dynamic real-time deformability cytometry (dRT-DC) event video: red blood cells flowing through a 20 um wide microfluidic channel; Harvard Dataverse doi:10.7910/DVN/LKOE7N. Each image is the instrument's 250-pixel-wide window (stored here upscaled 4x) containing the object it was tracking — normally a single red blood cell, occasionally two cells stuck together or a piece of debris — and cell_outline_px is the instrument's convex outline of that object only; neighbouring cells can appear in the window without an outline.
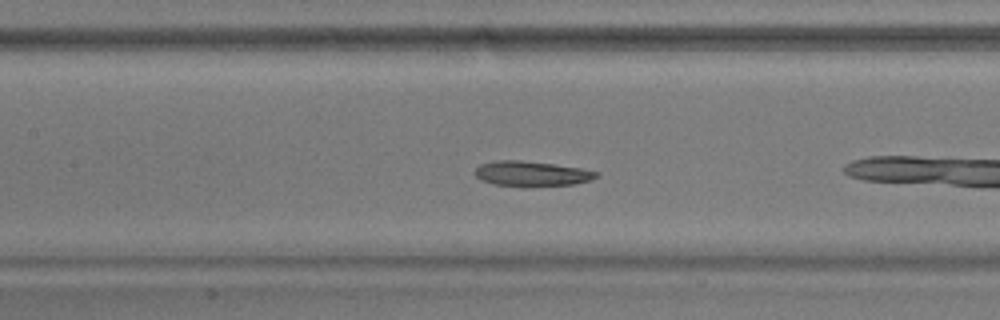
{"species": "common noctule bat (a hibernating species)", "species_latin": "Nyctalus noctula", "temperature_condition": "warm", "stored_images_in_passage": 15, "camera_frame_rate_fps": 3000, "um_per_image_px": 0.085, "animal": {"sex": "male", "body_mass_g": 17.9}, "frame": {"image": 1, "passage_image": 9, "time_ms": 2.667, "image_size_px": [1000, 320], "cell_outline_px": [[600, 176], [592, 180], [572, 184], [524, 188], [520, 188], [492, 184], [480, 180], [476, 176], [476, 168], [480, 164], [496, 160], [520, 160], [552, 164], [580, 168], [600, 172]], "centroid_in_image_um": [45.19, 14.79], "position_along_channel_um": 162.2, "area_um2": 18.21}}